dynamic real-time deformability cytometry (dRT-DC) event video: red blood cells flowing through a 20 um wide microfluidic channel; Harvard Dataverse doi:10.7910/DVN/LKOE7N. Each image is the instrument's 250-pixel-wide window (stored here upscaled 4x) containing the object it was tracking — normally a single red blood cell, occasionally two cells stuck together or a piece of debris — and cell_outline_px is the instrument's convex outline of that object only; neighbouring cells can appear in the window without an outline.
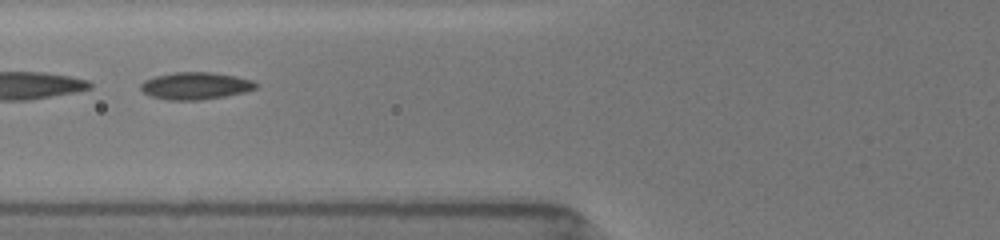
{"species": "common noctule bat (a hibernating species)", "species_latin": "Nyctalus noctula", "temperature_condition": "room temperature", "stored_images_in_passage": 11, "segment_of_instrument_passage": [2, 2], "camera_frame_rate_fps": 3000, "um_per_image_px": 0.085, "animal": {"sex": "female", "body_mass_g": 19.5, "forearm_length_mm": 54.1}, "frame": {"image": 1, "passage_image": 7, "time_ms": 5.0, "image_size_px": [1000, 240], "cell_outline_px": [[260, 84], [256, 88], [244, 92], [224, 96], [200, 100], [168, 100], [148, 96], [140, 88], [140, 84], [144, 80], [156, 76], [176, 72], [212, 72], [236, 76], [252, 80]], "centroid_in_image_um": [16.61, 7.29], "position_along_channel_um": 109.2, "area_um2": 18.32}}